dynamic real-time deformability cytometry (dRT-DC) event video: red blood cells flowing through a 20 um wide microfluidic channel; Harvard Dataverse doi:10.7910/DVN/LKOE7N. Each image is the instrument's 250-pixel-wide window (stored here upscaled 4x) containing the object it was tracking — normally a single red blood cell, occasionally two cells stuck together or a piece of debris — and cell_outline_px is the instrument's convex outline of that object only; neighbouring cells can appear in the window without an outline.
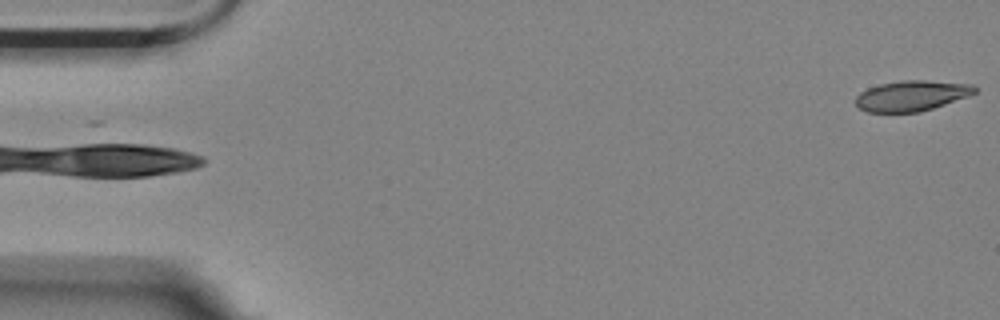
{"species": "Egyptian fruit bat (a non-hibernating species)", "species_latin": "Rousettus aegyptiacus", "temperature_condition": "room temperature", "stored_images_in_passage": 4, "camera_frame_rate_fps": 3000, "um_per_image_px": 0.085, "animal": {"sex": "female"}, "frame": {"image": 1, "passage_image": 4, "time_ms": 1.0, "image_size_px": [1000, 320], "cell_outline_px": [[976, 92], [968, 96], [920, 112], [868, 112], [860, 108], [856, 104], [856, 96], [860, 92], [868, 88], [880, 84], [900, 80], [924, 80], [972, 84], [976, 88]], "centroid_in_image_um": [77.47, 8.13], "position_along_channel_um": 7.5, "area_um2": 20.98}}